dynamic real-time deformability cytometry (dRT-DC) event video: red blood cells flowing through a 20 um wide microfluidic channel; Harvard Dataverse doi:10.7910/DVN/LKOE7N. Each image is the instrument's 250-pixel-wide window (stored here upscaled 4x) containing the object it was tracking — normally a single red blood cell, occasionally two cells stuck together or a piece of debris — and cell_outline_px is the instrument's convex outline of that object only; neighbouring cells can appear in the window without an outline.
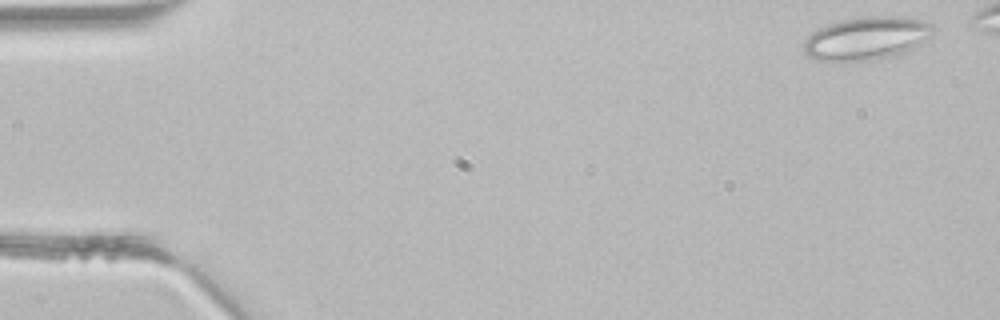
{"species": "common noctule bat (a hibernating species)", "species_latin": "Nyctalus noctula", "temperature_condition": "room temperature", "stored_images_in_passage": 4, "camera_frame_rate_fps": 3000, "um_per_image_px": 0.085, "animal": {"sex": "male", "body_mass_g": 21.5, "forearm_length_mm": 52.0}, "frame": {"image": 1, "passage_image": 1, "time_ms": 0.0, "image_size_px": [1000, 320], "cell_outline_px": [[932, 32], [916, 48], [908, 52], [880, 60], [816, 60], [808, 56], [804, 52], [804, 40], [812, 32], [828, 24], [844, 20], [868, 16], [904, 16], [920, 20], [932, 24]], "centroid_in_image_um": [73.67, 3.26], "position_along_channel_um": 11.3, "area_um2": 32.37}}